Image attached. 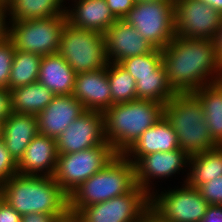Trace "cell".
<instances>
[{"mask_svg": "<svg viewBox=\"0 0 222 222\" xmlns=\"http://www.w3.org/2000/svg\"><path fill=\"white\" fill-rule=\"evenodd\" d=\"M162 63L176 94L193 93L222 79V62L213 40L175 36L162 49Z\"/></svg>", "mask_w": 222, "mask_h": 222, "instance_id": "1", "label": "cell"}, {"mask_svg": "<svg viewBox=\"0 0 222 222\" xmlns=\"http://www.w3.org/2000/svg\"><path fill=\"white\" fill-rule=\"evenodd\" d=\"M3 199L19 214H54L59 220L68 214V195L52 176L15 174L1 184Z\"/></svg>", "mask_w": 222, "mask_h": 222, "instance_id": "2", "label": "cell"}, {"mask_svg": "<svg viewBox=\"0 0 222 222\" xmlns=\"http://www.w3.org/2000/svg\"><path fill=\"white\" fill-rule=\"evenodd\" d=\"M163 115L164 105L153 100L114 104L103 112L106 142L117 154H124Z\"/></svg>", "mask_w": 222, "mask_h": 222, "instance_id": "3", "label": "cell"}, {"mask_svg": "<svg viewBox=\"0 0 222 222\" xmlns=\"http://www.w3.org/2000/svg\"><path fill=\"white\" fill-rule=\"evenodd\" d=\"M136 186L135 165L123 154H117L68 195L69 214L75 215L82 207L131 192Z\"/></svg>", "mask_w": 222, "mask_h": 222, "instance_id": "4", "label": "cell"}, {"mask_svg": "<svg viewBox=\"0 0 222 222\" xmlns=\"http://www.w3.org/2000/svg\"><path fill=\"white\" fill-rule=\"evenodd\" d=\"M164 116L177 134L179 149L189 156L218 147L205 122L202 103L193 93L176 94L164 105Z\"/></svg>", "mask_w": 222, "mask_h": 222, "instance_id": "5", "label": "cell"}, {"mask_svg": "<svg viewBox=\"0 0 222 222\" xmlns=\"http://www.w3.org/2000/svg\"><path fill=\"white\" fill-rule=\"evenodd\" d=\"M58 53L77 74L100 70L108 64L103 33L73 27L68 22L60 35Z\"/></svg>", "mask_w": 222, "mask_h": 222, "instance_id": "6", "label": "cell"}, {"mask_svg": "<svg viewBox=\"0 0 222 222\" xmlns=\"http://www.w3.org/2000/svg\"><path fill=\"white\" fill-rule=\"evenodd\" d=\"M67 23V15L52 18L9 22V38L14 49L40 56L58 53L60 35Z\"/></svg>", "mask_w": 222, "mask_h": 222, "instance_id": "7", "label": "cell"}, {"mask_svg": "<svg viewBox=\"0 0 222 222\" xmlns=\"http://www.w3.org/2000/svg\"><path fill=\"white\" fill-rule=\"evenodd\" d=\"M117 155L111 145L58 154L53 179L69 195L82 182L103 169Z\"/></svg>", "mask_w": 222, "mask_h": 222, "instance_id": "8", "label": "cell"}, {"mask_svg": "<svg viewBox=\"0 0 222 222\" xmlns=\"http://www.w3.org/2000/svg\"><path fill=\"white\" fill-rule=\"evenodd\" d=\"M151 207V195L136 186L131 192L82 207L78 222H143Z\"/></svg>", "mask_w": 222, "mask_h": 222, "instance_id": "9", "label": "cell"}, {"mask_svg": "<svg viewBox=\"0 0 222 222\" xmlns=\"http://www.w3.org/2000/svg\"><path fill=\"white\" fill-rule=\"evenodd\" d=\"M122 20L157 49H164L175 37L174 2L135 3Z\"/></svg>", "mask_w": 222, "mask_h": 222, "instance_id": "10", "label": "cell"}, {"mask_svg": "<svg viewBox=\"0 0 222 222\" xmlns=\"http://www.w3.org/2000/svg\"><path fill=\"white\" fill-rule=\"evenodd\" d=\"M151 194V209L167 222H200L209 207L198 188L181 187Z\"/></svg>", "mask_w": 222, "mask_h": 222, "instance_id": "11", "label": "cell"}, {"mask_svg": "<svg viewBox=\"0 0 222 222\" xmlns=\"http://www.w3.org/2000/svg\"><path fill=\"white\" fill-rule=\"evenodd\" d=\"M222 13L204 0H174V31L180 38L215 41Z\"/></svg>", "mask_w": 222, "mask_h": 222, "instance_id": "12", "label": "cell"}, {"mask_svg": "<svg viewBox=\"0 0 222 222\" xmlns=\"http://www.w3.org/2000/svg\"><path fill=\"white\" fill-rule=\"evenodd\" d=\"M58 154H69L110 145L104 137L103 112L86 110L56 138Z\"/></svg>", "mask_w": 222, "mask_h": 222, "instance_id": "13", "label": "cell"}, {"mask_svg": "<svg viewBox=\"0 0 222 222\" xmlns=\"http://www.w3.org/2000/svg\"><path fill=\"white\" fill-rule=\"evenodd\" d=\"M190 156L180 150L156 152L142 156L135 165L136 184L149 195L155 192L151 179H168L189 167ZM151 185V186H150Z\"/></svg>", "mask_w": 222, "mask_h": 222, "instance_id": "14", "label": "cell"}, {"mask_svg": "<svg viewBox=\"0 0 222 222\" xmlns=\"http://www.w3.org/2000/svg\"><path fill=\"white\" fill-rule=\"evenodd\" d=\"M108 62L120 63L126 58L151 53L155 47L124 20H116L104 33Z\"/></svg>", "mask_w": 222, "mask_h": 222, "instance_id": "15", "label": "cell"}, {"mask_svg": "<svg viewBox=\"0 0 222 222\" xmlns=\"http://www.w3.org/2000/svg\"><path fill=\"white\" fill-rule=\"evenodd\" d=\"M85 111L72 94L55 95L52 102L35 116L38 132L56 139Z\"/></svg>", "mask_w": 222, "mask_h": 222, "instance_id": "16", "label": "cell"}, {"mask_svg": "<svg viewBox=\"0 0 222 222\" xmlns=\"http://www.w3.org/2000/svg\"><path fill=\"white\" fill-rule=\"evenodd\" d=\"M72 95L85 110L105 112L112 107L107 66L96 71L78 73Z\"/></svg>", "mask_w": 222, "mask_h": 222, "instance_id": "17", "label": "cell"}, {"mask_svg": "<svg viewBox=\"0 0 222 222\" xmlns=\"http://www.w3.org/2000/svg\"><path fill=\"white\" fill-rule=\"evenodd\" d=\"M57 159L56 139L38 133L17 163L18 174L53 176Z\"/></svg>", "mask_w": 222, "mask_h": 222, "instance_id": "18", "label": "cell"}, {"mask_svg": "<svg viewBox=\"0 0 222 222\" xmlns=\"http://www.w3.org/2000/svg\"><path fill=\"white\" fill-rule=\"evenodd\" d=\"M176 149H179L177 134L163 115L123 155L135 164L144 155Z\"/></svg>", "mask_w": 222, "mask_h": 222, "instance_id": "19", "label": "cell"}, {"mask_svg": "<svg viewBox=\"0 0 222 222\" xmlns=\"http://www.w3.org/2000/svg\"><path fill=\"white\" fill-rule=\"evenodd\" d=\"M73 2L72 8L66 7L67 22L73 27L104 33L117 20L105 0H74Z\"/></svg>", "mask_w": 222, "mask_h": 222, "instance_id": "20", "label": "cell"}, {"mask_svg": "<svg viewBox=\"0 0 222 222\" xmlns=\"http://www.w3.org/2000/svg\"><path fill=\"white\" fill-rule=\"evenodd\" d=\"M38 133L35 115L12 113L3 122L2 139L17 163Z\"/></svg>", "mask_w": 222, "mask_h": 222, "instance_id": "21", "label": "cell"}, {"mask_svg": "<svg viewBox=\"0 0 222 222\" xmlns=\"http://www.w3.org/2000/svg\"><path fill=\"white\" fill-rule=\"evenodd\" d=\"M77 73L59 54L42 56L38 82L54 95H70L74 90Z\"/></svg>", "mask_w": 222, "mask_h": 222, "instance_id": "22", "label": "cell"}, {"mask_svg": "<svg viewBox=\"0 0 222 222\" xmlns=\"http://www.w3.org/2000/svg\"><path fill=\"white\" fill-rule=\"evenodd\" d=\"M9 22L52 18L66 14L64 0H5Z\"/></svg>", "mask_w": 222, "mask_h": 222, "instance_id": "23", "label": "cell"}, {"mask_svg": "<svg viewBox=\"0 0 222 222\" xmlns=\"http://www.w3.org/2000/svg\"><path fill=\"white\" fill-rule=\"evenodd\" d=\"M193 94L202 103L205 122L213 141L222 146V82L217 81L196 89Z\"/></svg>", "mask_w": 222, "mask_h": 222, "instance_id": "24", "label": "cell"}, {"mask_svg": "<svg viewBox=\"0 0 222 222\" xmlns=\"http://www.w3.org/2000/svg\"><path fill=\"white\" fill-rule=\"evenodd\" d=\"M188 169L183 182L195 188H199L215 177L222 176V146L191 155Z\"/></svg>", "mask_w": 222, "mask_h": 222, "instance_id": "25", "label": "cell"}, {"mask_svg": "<svg viewBox=\"0 0 222 222\" xmlns=\"http://www.w3.org/2000/svg\"><path fill=\"white\" fill-rule=\"evenodd\" d=\"M12 113L37 115L54 98V94L40 82L21 86L10 91Z\"/></svg>", "mask_w": 222, "mask_h": 222, "instance_id": "26", "label": "cell"}, {"mask_svg": "<svg viewBox=\"0 0 222 222\" xmlns=\"http://www.w3.org/2000/svg\"><path fill=\"white\" fill-rule=\"evenodd\" d=\"M175 95L168 82L163 63L155 70V76L139 77L136 81V100H153L165 105Z\"/></svg>", "mask_w": 222, "mask_h": 222, "instance_id": "27", "label": "cell"}, {"mask_svg": "<svg viewBox=\"0 0 222 222\" xmlns=\"http://www.w3.org/2000/svg\"><path fill=\"white\" fill-rule=\"evenodd\" d=\"M42 56L15 50L9 77V91L38 82Z\"/></svg>", "mask_w": 222, "mask_h": 222, "instance_id": "28", "label": "cell"}, {"mask_svg": "<svg viewBox=\"0 0 222 222\" xmlns=\"http://www.w3.org/2000/svg\"><path fill=\"white\" fill-rule=\"evenodd\" d=\"M107 76L111 88L112 106L136 100V81L119 63L108 62Z\"/></svg>", "mask_w": 222, "mask_h": 222, "instance_id": "29", "label": "cell"}, {"mask_svg": "<svg viewBox=\"0 0 222 222\" xmlns=\"http://www.w3.org/2000/svg\"><path fill=\"white\" fill-rule=\"evenodd\" d=\"M134 79L155 76V70L162 64V50L155 48L151 53L133 56L119 63Z\"/></svg>", "mask_w": 222, "mask_h": 222, "instance_id": "30", "label": "cell"}, {"mask_svg": "<svg viewBox=\"0 0 222 222\" xmlns=\"http://www.w3.org/2000/svg\"><path fill=\"white\" fill-rule=\"evenodd\" d=\"M14 52V45L9 37L0 42V88L9 90V77Z\"/></svg>", "mask_w": 222, "mask_h": 222, "instance_id": "31", "label": "cell"}, {"mask_svg": "<svg viewBox=\"0 0 222 222\" xmlns=\"http://www.w3.org/2000/svg\"><path fill=\"white\" fill-rule=\"evenodd\" d=\"M18 174L17 162L8 151L3 139L0 140V185Z\"/></svg>", "mask_w": 222, "mask_h": 222, "instance_id": "32", "label": "cell"}, {"mask_svg": "<svg viewBox=\"0 0 222 222\" xmlns=\"http://www.w3.org/2000/svg\"><path fill=\"white\" fill-rule=\"evenodd\" d=\"M198 189L209 205H222V176L207 181Z\"/></svg>", "mask_w": 222, "mask_h": 222, "instance_id": "33", "label": "cell"}, {"mask_svg": "<svg viewBox=\"0 0 222 222\" xmlns=\"http://www.w3.org/2000/svg\"><path fill=\"white\" fill-rule=\"evenodd\" d=\"M111 13L117 20L123 19L135 6V0H105Z\"/></svg>", "mask_w": 222, "mask_h": 222, "instance_id": "34", "label": "cell"}, {"mask_svg": "<svg viewBox=\"0 0 222 222\" xmlns=\"http://www.w3.org/2000/svg\"><path fill=\"white\" fill-rule=\"evenodd\" d=\"M11 114V93L7 88H0V121L4 122Z\"/></svg>", "mask_w": 222, "mask_h": 222, "instance_id": "35", "label": "cell"}, {"mask_svg": "<svg viewBox=\"0 0 222 222\" xmlns=\"http://www.w3.org/2000/svg\"><path fill=\"white\" fill-rule=\"evenodd\" d=\"M22 215L14 210L4 199L0 203V222H21Z\"/></svg>", "mask_w": 222, "mask_h": 222, "instance_id": "36", "label": "cell"}, {"mask_svg": "<svg viewBox=\"0 0 222 222\" xmlns=\"http://www.w3.org/2000/svg\"><path fill=\"white\" fill-rule=\"evenodd\" d=\"M8 7L5 0H0V42L9 37Z\"/></svg>", "mask_w": 222, "mask_h": 222, "instance_id": "37", "label": "cell"}, {"mask_svg": "<svg viewBox=\"0 0 222 222\" xmlns=\"http://www.w3.org/2000/svg\"><path fill=\"white\" fill-rule=\"evenodd\" d=\"M58 220L54 214L29 213L22 215L21 222H57Z\"/></svg>", "mask_w": 222, "mask_h": 222, "instance_id": "38", "label": "cell"}, {"mask_svg": "<svg viewBox=\"0 0 222 222\" xmlns=\"http://www.w3.org/2000/svg\"><path fill=\"white\" fill-rule=\"evenodd\" d=\"M200 222H222V205H209Z\"/></svg>", "mask_w": 222, "mask_h": 222, "instance_id": "39", "label": "cell"}, {"mask_svg": "<svg viewBox=\"0 0 222 222\" xmlns=\"http://www.w3.org/2000/svg\"><path fill=\"white\" fill-rule=\"evenodd\" d=\"M143 222H167L158 216L151 208L145 214Z\"/></svg>", "mask_w": 222, "mask_h": 222, "instance_id": "40", "label": "cell"}, {"mask_svg": "<svg viewBox=\"0 0 222 222\" xmlns=\"http://www.w3.org/2000/svg\"><path fill=\"white\" fill-rule=\"evenodd\" d=\"M215 45H216L218 57H219L220 61L222 62V24H221L220 29L218 31V35L215 39Z\"/></svg>", "mask_w": 222, "mask_h": 222, "instance_id": "41", "label": "cell"}, {"mask_svg": "<svg viewBox=\"0 0 222 222\" xmlns=\"http://www.w3.org/2000/svg\"><path fill=\"white\" fill-rule=\"evenodd\" d=\"M204 1L222 13V0H204Z\"/></svg>", "mask_w": 222, "mask_h": 222, "instance_id": "42", "label": "cell"}, {"mask_svg": "<svg viewBox=\"0 0 222 222\" xmlns=\"http://www.w3.org/2000/svg\"><path fill=\"white\" fill-rule=\"evenodd\" d=\"M57 222H78L74 215L68 214L65 218L58 220Z\"/></svg>", "mask_w": 222, "mask_h": 222, "instance_id": "43", "label": "cell"}, {"mask_svg": "<svg viewBox=\"0 0 222 222\" xmlns=\"http://www.w3.org/2000/svg\"><path fill=\"white\" fill-rule=\"evenodd\" d=\"M136 3L174 2V0H135Z\"/></svg>", "mask_w": 222, "mask_h": 222, "instance_id": "44", "label": "cell"}, {"mask_svg": "<svg viewBox=\"0 0 222 222\" xmlns=\"http://www.w3.org/2000/svg\"><path fill=\"white\" fill-rule=\"evenodd\" d=\"M2 135H3V122L0 121V140L2 139Z\"/></svg>", "mask_w": 222, "mask_h": 222, "instance_id": "45", "label": "cell"}, {"mask_svg": "<svg viewBox=\"0 0 222 222\" xmlns=\"http://www.w3.org/2000/svg\"><path fill=\"white\" fill-rule=\"evenodd\" d=\"M3 200V191H2V187L0 185V203Z\"/></svg>", "mask_w": 222, "mask_h": 222, "instance_id": "46", "label": "cell"}]
</instances>
